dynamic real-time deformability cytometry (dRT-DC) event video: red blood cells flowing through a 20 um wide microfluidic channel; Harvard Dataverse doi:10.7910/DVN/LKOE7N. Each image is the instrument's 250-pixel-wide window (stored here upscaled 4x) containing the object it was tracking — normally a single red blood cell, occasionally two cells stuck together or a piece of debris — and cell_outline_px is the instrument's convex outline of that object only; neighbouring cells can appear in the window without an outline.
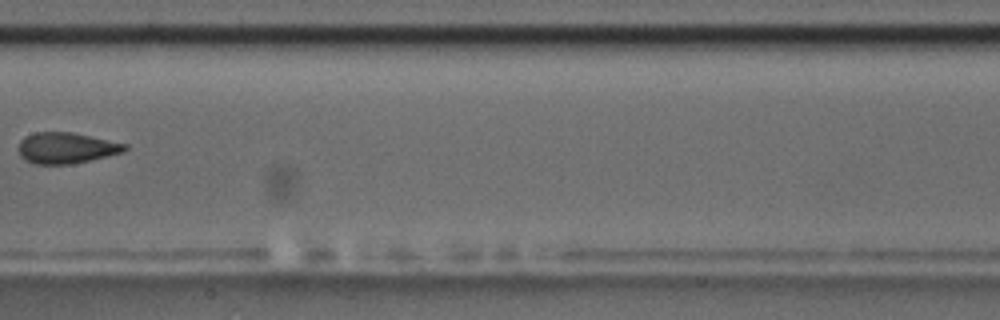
{"species": "common noctule bat (a hibernating species)", "species_latin": "Nyctalus noctula", "temperature_condition": "room temperature", "stored_images_in_passage": 8, "camera_frame_rate_fps": 3000, "um_per_image_px": 0.085, "animal": {"sex": "male", "body_mass_g": 17.5, "forearm_length_mm": 52.3}, "frame": {"image": 1, "passage_image": 8, "time_ms": 9.333, "image_size_px": [1000, 320], "cell_outline_px": [[128, 148], [124, 152], [72, 164], [36, 164], [24, 160], [20, 156], [20, 140], [24, 136], [36, 132], [72, 132], [128, 144]], "centroid_in_image_um": [5.64, 12.57], "position_along_channel_um": 201.8, "area_um2": 19.19}}